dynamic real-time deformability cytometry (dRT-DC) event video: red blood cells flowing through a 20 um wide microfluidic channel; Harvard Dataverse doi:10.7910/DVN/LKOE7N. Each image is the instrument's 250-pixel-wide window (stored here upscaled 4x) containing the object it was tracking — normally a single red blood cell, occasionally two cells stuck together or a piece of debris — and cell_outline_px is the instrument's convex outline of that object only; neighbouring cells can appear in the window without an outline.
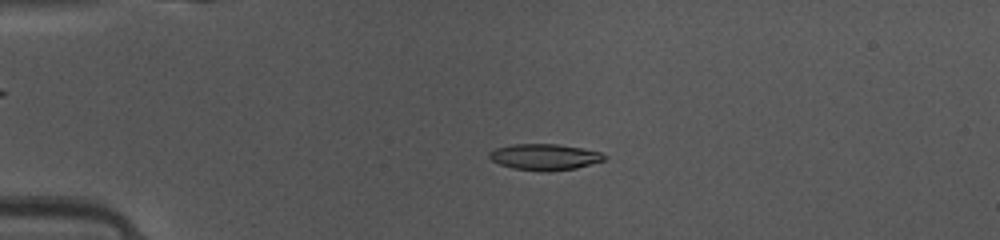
{"species": "common noctule bat (a hibernating species)", "species_latin": "Nyctalus noctula", "temperature_condition": "warm", "stored_images_in_passage": 48, "camera_frame_rate_fps": 3000, "um_per_image_px": 0.085, "animal": {"sex": "female", "body_mass_g": 10.0, "forearm_length_mm": 53.1}, "frame": {"image": 1, "passage_image": 11, "time_ms": 3.333, "image_size_px": [1000, 240], "cell_outline_px": [[608, 156], [604, 160], [576, 168], [548, 172], [540, 172], [512, 168], [500, 164], [492, 160], [488, 156], [488, 152], [496, 148], [512, 144], [556, 144], [580, 148], [600, 152]], "centroid_in_image_um": [46.27, 13.35], "position_along_channel_um": 38.7, "area_um2": 17.57}}
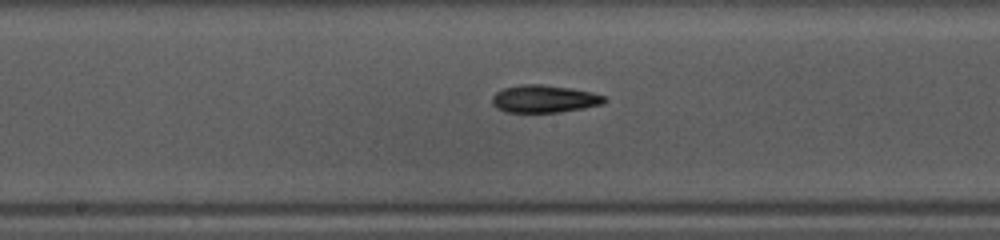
{"frame": {"image": 2, "passage_image": 25, "time_ms": 8.0, "image_size_px": [1000, 240], "cell_outline_px": [[608, 100], [604, 104], [584, 108], [560, 112], [504, 112], [496, 108], [492, 104], [492, 96], [496, 92], [504, 88], [520, 84], [540, 84], [568, 88], [592, 92], [604, 96]], "centroid_in_image_um": [46.25, 8.41], "position_along_channel_um": 201.9, "area_um2": 18.09}}
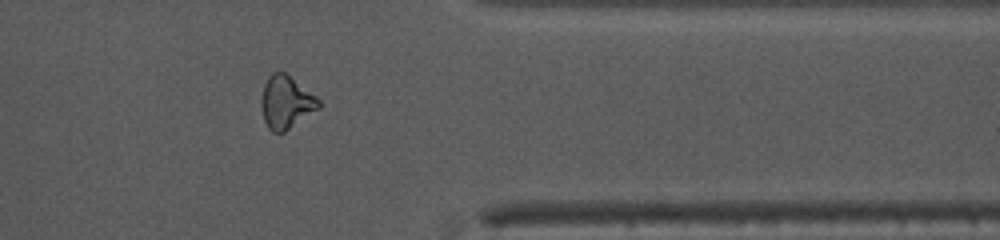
{"frame": {"image": 3, "passage_image": 39, "time_ms": 12.667, "image_size_px": [1000, 240], "cell_outline_px": [[320, 108], [284, 132], [272, 132], [268, 128], [264, 120], [260, 104], [260, 100], [264, 84], [268, 76], [272, 72], [284, 72], [316, 96], [320, 100]], "centroid_in_image_um": [24.3, 8.69], "position_along_channel_um": 387.1, "area_um2": 17.63}, "authors_computed_cell_mechanics": {"area_um2": 17.6001, "velocity_mm_per_s": 4.1569, "shape_relaxation_time_tau1_ms": 4.1228, "shape_relaxation_time_tau2_ms": 7.5681, "deformation_change_tau1": 0.1662, "deformation_change_tau2": 0.1913}}